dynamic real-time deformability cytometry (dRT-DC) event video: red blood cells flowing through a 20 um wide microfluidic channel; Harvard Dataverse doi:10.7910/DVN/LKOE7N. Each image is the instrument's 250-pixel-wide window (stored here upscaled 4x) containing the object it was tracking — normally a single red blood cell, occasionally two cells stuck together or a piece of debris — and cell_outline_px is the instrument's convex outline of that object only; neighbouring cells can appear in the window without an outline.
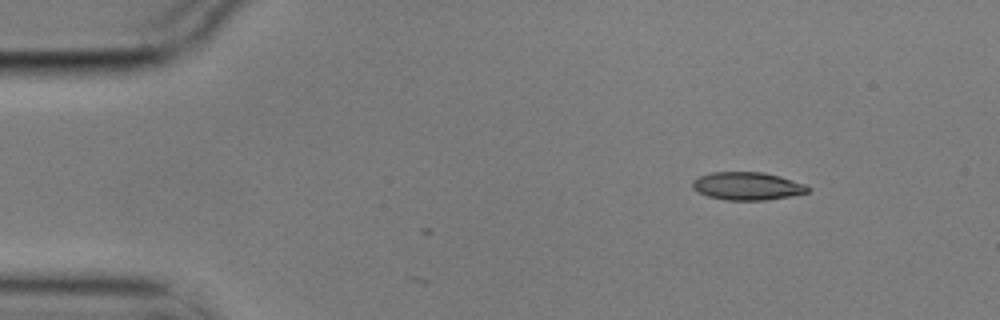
{"species": "common noctule bat (a hibernating species)", "species_latin": "Nyctalus noctula", "temperature_condition": "cold", "stored_images_in_passage": 3, "camera_frame_rate_fps": 3000, "um_per_image_px": 0.085, "animal": {"sex": "male", "body_mass_g": 17.9}, "frame": {"image": 1, "passage_image": 1, "time_ms": 0.0, "image_size_px": [1000, 320], "cell_outline_px": [[812, 188], [808, 192], [788, 196], [764, 200], [724, 200], [708, 196], [692, 188], [692, 180], [700, 176], [712, 172], [764, 172], [780, 176], [808, 184]], "centroid_in_image_um": [63.55, 15.81], "position_along_channel_um": 21.4, "area_um2": 18.84}}